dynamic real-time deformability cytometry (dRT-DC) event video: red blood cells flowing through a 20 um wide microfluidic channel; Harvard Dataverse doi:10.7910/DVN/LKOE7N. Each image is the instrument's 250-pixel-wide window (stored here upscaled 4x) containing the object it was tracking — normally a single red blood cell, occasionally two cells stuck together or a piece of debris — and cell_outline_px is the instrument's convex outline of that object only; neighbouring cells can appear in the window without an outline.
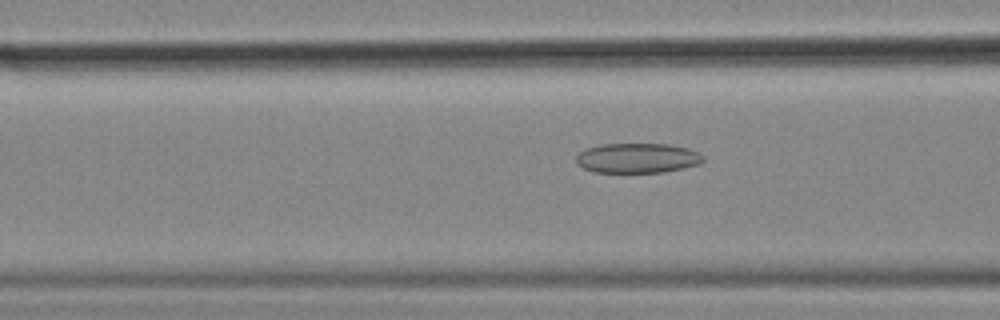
{"species": "common noctule bat (a hibernating species)", "species_latin": "Nyctalus noctula", "temperature_condition": "cold", "stored_images_in_passage": 55, "camera_frame_rate_fps": 3000, "um_per_image_px": 0.085, "animal": {"sex": "female", "body_mass_g": 18.4}, "frame": {"image": 1, "passage_image": 21, "time_ms": 6.667, "image_size_px": [1000, 320], "cell_outline_px": [[704, 160], [700, 164], [684, 168], [664, 172], [592, 172], [576, 164], [576, 156], [584, 148], [600, 144], [668, 144], [688, 148], [704, 156]], "centroid_in_image_um": [54.16, 13.43], "position_along_channel_um": 112.4, "area_um2": 22.25}}
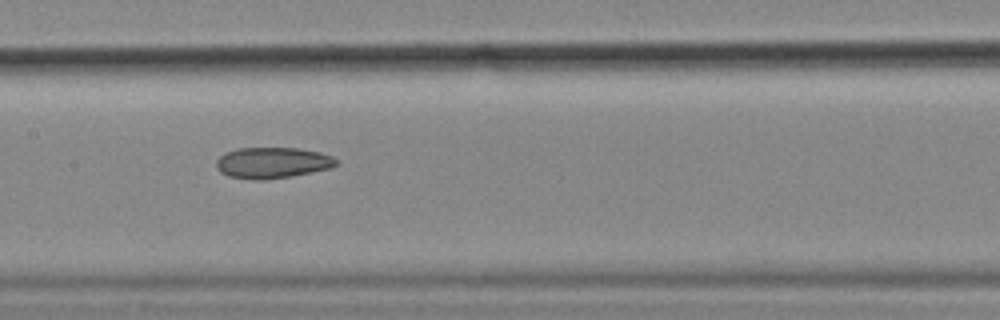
{"frame": {"image": 2, "passage_image": 27, "time_ms": 8.667, "image_size_px": [1000, 320], "cell_outline_px": [[336, 164], [328, 168], [292, 176], [260, 180], [252, 180], [228, 176], [220, 172], [216, 168], [216, 160], [220, 156], [228, 152], [240, 148], [296, 148], [320, 152], [332, 156], [336, 160]], "centroid_in_image_um": [23.11, 13.84], "position_along_channel_um": 184.3, "area_um2": 21.44}}
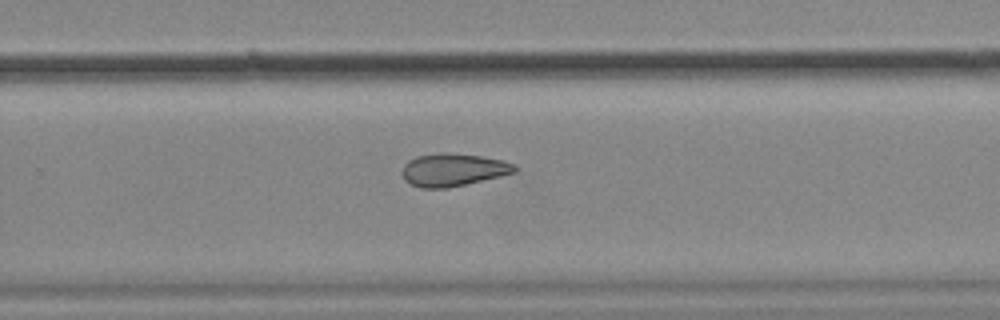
{"frame": {"image": 3, "passage_image": 36, "time_ms": 11.667, "image_size_px": [1000, 320], "cell_outline_px": [[516, 172], [500, 176], [448, 188], [420, 188], [404, 180], [400, 172], [404, 164], [408, 160], [416, 156], [444, 152], [480, 156], [504, 160], [516, 164]], "centroid_in_image_um": [38.49, 14.43], "position_along_channel_um": 291.3, "area_um2": 21.56}, "authors_computed_cell_mechanics": {"area_um2": 22.9466, "velocity_mm_per_s": 3.5859, "shape_relaxation_time_tau1_ms": null, "shape_relaxation_time_tau2_ms": 7.4915, "deformation_change_tau1": null, "deformation_change_tau2": 0.1332}}